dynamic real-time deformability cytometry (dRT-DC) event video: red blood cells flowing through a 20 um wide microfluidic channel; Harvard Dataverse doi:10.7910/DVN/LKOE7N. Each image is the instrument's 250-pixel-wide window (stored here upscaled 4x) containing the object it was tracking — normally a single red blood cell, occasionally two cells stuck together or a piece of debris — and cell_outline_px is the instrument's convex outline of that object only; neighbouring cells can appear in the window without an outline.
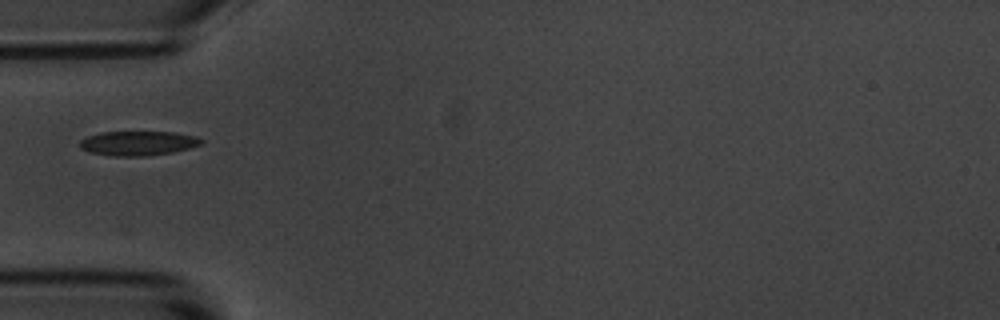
{"species": "common noctule bat (a hibernating species)", "species_latin": "Nyctalus noctula", "temperature_condition": "room temperature", "stored_images_in_passage": 1, "camera_frame_rate_fps": 3000, "um_per_image_px": 0.085, "animal": {"sex": "male", "body_mass_g": 20.1, "forearm_length_mm": 53.5}, "frame": {"image": 1, "passage_image": 1, "time_ms": 0.0, "image_size_px": [1000, 320], "cell_outline_px": [[204, 140], [200, 144], [188, 148], [172, 152], [148, 156], [112, 156], [88, 152], [80, 148], [80, 140], [88, 136], [104, 132], [172, 132], [196, 136]], "centroid_in_image_um": [11.71, 12.18], "position_along_channel_um": 73.3, "area_um2": 17.22}}